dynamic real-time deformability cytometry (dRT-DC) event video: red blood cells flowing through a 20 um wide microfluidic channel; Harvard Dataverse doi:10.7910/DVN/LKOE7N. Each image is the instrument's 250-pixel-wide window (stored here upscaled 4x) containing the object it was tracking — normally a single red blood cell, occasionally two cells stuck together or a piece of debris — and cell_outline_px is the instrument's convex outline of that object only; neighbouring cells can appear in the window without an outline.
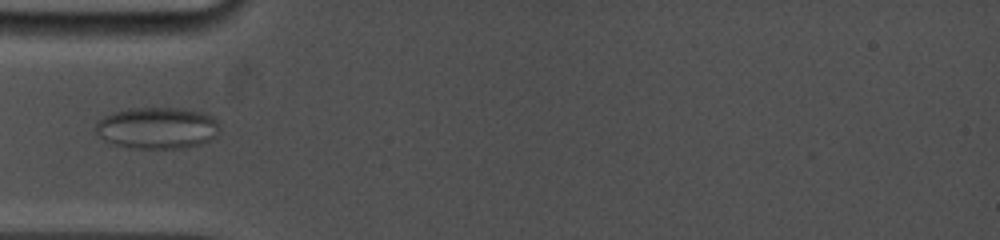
{"species": "common noctule bat (a hibernating species)", "species_latin": "Nyctalus noctula", "temperature_condition": "cold", "stored_images_in_passage": 17, "camera_frame_rate_fps": 5000, "um_per_image_px": 0.085, "animal": {"sex": "female", "body_mass_g": 19.0, "forearm_length_mm": 53.3}, "frame": {"image": 1, "passage_image": 8, "time_ms": 5.2, "image_size_px": [1000, 240], "cell_outline_px": [[220, 128], [216, 136], [200, 144], [180, 148], [128, 148], [112, 144], [104, 140], [92, 128], [104, 116], [112, 112], [128, 108], [176, 108], [204, 112], [212, 116], [216, 120]], "centroid_in_image_um": [13.33, 10.87], "position_along_channel_um": 71.7, "area_um2": 30.23}}
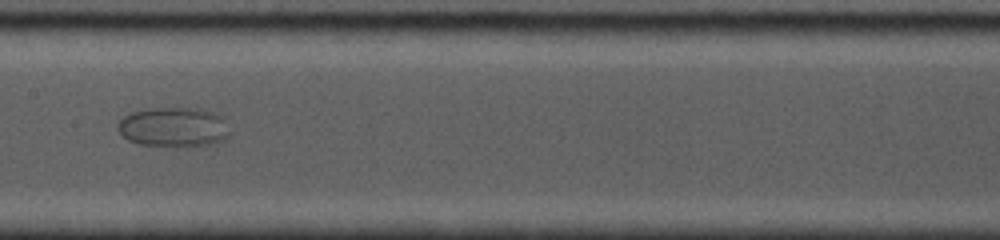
{"frame": {"image": 2, "passage_image": 12, "time_ms": 8.6, "image_size_px": [1000, 240], "cell_outline_px": [[228, 136], [224, 140], [212, 144], [188, 148], [140, 144], [128, 140], [120, 132], [116, 124], [124, 116], [132, 112], [148, 108], [196, 108], [212, 112], [220, 116], [224, 120], [228, 132]], "centroid_in_image_um": [14.75, 10.83], "position_along_channel_um": 192.7, "area_um2": 26.07}}